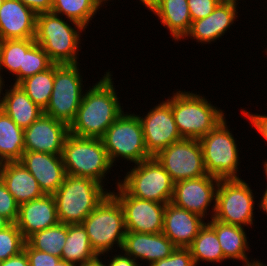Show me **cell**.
Returning a JSON list of instances; mask_svg holds the SVG:
<instances>
[{
	"mask_svg": "<svg viewBox=\"0 0 267 266\" xmlns=\"http://www.w3.org/2000/svg\"><path fill=\"white\" fill-rule=\"evenodd\" d=\"M110 72L107 71L92 88L89 86V90H85L76 117L69 125V133L79 137L101 139L124 112Z\"/></svg>",
	"mask_w": 267,
	"mask_h": 266,
	"instance_id": "obj_1",
	"label": "cell"
},
{
	"mask_svg": "<svg viewBox=\"0 0 267 266\" xmlns=\"http://www.w3.org/2000/svg\"><path fill=\"white\" fill-rule=\"evenodd\" d=\"M65 20L52 12L37 14L35 42L54 64H79L81 33L86 28L72 20L68 24Z\"/></svg>",
	"mask_w": 267,
	"mask_h": 266,
	"instance_id": "obj_2",
	"label": "cell"
},
{
	"mask_svg": "<svg viewBox=\"0 0 267 266\" xmlns=\"http://www.w3.org/2000/svg\"><path fill=\"white\" fill-rule=\"evenodd\" d=\"M94 179L66 174L62 185L53 194L59 222L81 224L110 193Z\"/></svg>",
	"mask_w": 267,
	"mask_h": 266,
	"instance_id": "obj_3",
	"label": "cell"
},
{
	"mask_svg": "<svg viewBox=\"0 0 267 266\" xmlns=\"http://www.w3.org/2000/svg\"><path fill=\"white\" fill-rule=\"evenodd\" d=\"M171 110L179 134L186 139H200L226 118L222 109L190 91L173 92Z\"/></svg>",
	"mask_w": 267,
	"mask_h": 266,
	"instance_id": "obj_4",
	"label": "cell"
},
{
	"mask_svg": "<svg viewBox=\"0 0 267 266\" xmlns=\"http://www.w3.org/2000/svg\"><path fill=\"white\" fill-rule=\"evenodd\" d=\"M97 255L112 252L113 246H123L126 235L125 219L119 201L109 193L81 223Z\"/></svg>",
	"mask_w": 267,
	"mask_h": 266,
	"instance_id": "obj_5",
	"label": "cell"
},
{
	"mask_svg": "<svg viewBox=\"0 0 267 266\" xmlns=\"http://www.w3.org/2000/svg\"><path fill=\"white\" fill-rule=\"evenodd\" d=\"M61 156L66 174L88 177L101 184L105 183L103 181L107 179V173L114 167L99 138L79 137L69 133Z\"/></svg>",
	"mask_w": 267,
	"mask_h": 266,
	"instance_id": "obj_6",
	"label": "cell"
},
{
	"mask_svg": "<svg viewBox=\"0 0 267 266\" xmlns=\"http://www.w3.org/2000/svg\"><path fill=\"white\" fill-rule=\"evenodd\" d=\"M101 139L113 166L120 158L137 164L152 157L146 149L141 121L134 113L123 112Z\"/></svg>",
	"mask_w": 267,
	"mask_h": 266,
	"instance_id": "obj_7",
	"label": "cell"
},
{
	"mask_svg": "<svg viewBox=\"0 0 267 266\" xmlns=\"http://www.w3.org/2000/svg\"><path fill=\"white\" fill-rule=\"evenodd\" d=\"M224 118L207 135L199 139L208 175L219 179H240L239 148Z\"/></svg>",
	"mask_w": 267,
	"mask_h": 266,
	"instance_id": "obj_8",
	"label": "cell"
},
{
	"mask_svg": "<svg viewBox=\"0 0 267 266\" xmlns=\"http://www.w3.org/2000/svg\"><path fill=\"white\" fill-rule=\"evenodd\" d=\"M122 180L119 184L133 197L163 204L172 200L175 182L155 157L134 164Z\"/></svg>",
	"mask_w": 267,
	"mask_h": 266,
	"instance_id": "obj_9",
	"label": "cell"
},
{
	"mask_svg": "<svg viewBox=\"0 0 267 266\" xmlns=\"http://www.w3.org/2000/svg\"><path fill=\"white\" fill-rule=\"evenodd\" d=\"M79 66V64H54L53 91L44 110V114L68 125L76 117L85 93Z\"/></svg>",
	"mask_w": 267,
	"mask_h": 266,
	"instance_id": "obj_10",
	"label": "cell"
},
{
	"mask_svg": "<svg viewBox=\"0 0 267 266\" xmlns=\"http://www.w3.org/2000/svg\"><path fill=\"white\" fill-rule=\"evenodd\" d=\"M254 193L248 183L240 179H220L216 193L214 219L226 224L252 226Z\"/></svg>",
	"mask_w": 267,
	"mask_h": 266,
	"instance_id": "obj_11",
	"label": "cell"
},
{
	"mask_svg": "<svg viewBox=\"0 0 267 266\" xmlns=\"http://www.w3.org/2000/svg\"><path fill=\"white\" fill-rule=\"evenodd\" d=\"M155 158L174 182L208 175L199 139H186L170 144Z\"/></svg>",
	"mask_w": 267,
	"mask_h": 266,
	"instance_id": "obj_12",
	"label": "cell"
},
{
	"mask_svg": "<svg viewBox=\"0 0 267 266\" xmlns=\"http://www.w3.org/2000/svg\"><path fill=\"white\" fill-rule=\"evenodd\" d=\"M117 192L110 193L119 201L124 212L126 231L136 233H161L166 204L131 196L118 182Z\"/></svg>",
	"mask_w": 267,
	"mask_h": 266,
	"instance_id": "obj_13",
	"label": "cell"
},
{
	"mask_svg": "<svg viewBox=\"0 0 267 266\" xmlns=\"http://www.w3.org/2000/svg\"><path fill=\"white\" fill-rule=\"evenodd\" d=\"M219 181V178L211 175L177 181L174 184L171 203L196 213L204 219H207V215L211 214L210 219H212L216 209V193ZM211 205L213 211L209 214V206Z\"/></svg>",
	"mask_w": 267,
	"mask_h": 266,
	"instance_id": "obj_14",
	"label": "cell"
},
{
	"mask_svg": "<svg viewBox=\"0 0 267 266\" xmlns=\"http://www.w3.org/2000/svg\"><path fill=\"white\" fill-rule=\"evenodd\" d=\"M147 152L155 157L161 150L183 138L178 132L172 110L171 97L154 106L146 116L138 115Z\"/></svg>",
	"mask_w": 267,
	"mask_h": 266,
	"instance_id": "obj_15",
	"label": "cell"
},
{
	"mask_svg": "<svg viewBox=\"0 0 267 266\" xmlns=\"http://www.w3.org/2000/svg\"><path fill=\"white\" fill-rule=\"evenodd\" d=\"M68 135V124L43 113L24 129V151L61 155Z\"/></svg>",
	"mask_w": 267,
	"mask_h": 266,
	"instance_id": "obj_16",
	"label": "cell"
},
{
	"mask_svg": "<svg viewBox=\"0 0 267 266\" xmlns=\"http://www.w3.org/2000/svg\"><path fill=\"white\" fill-rule=\"evenodd\" d=\"M19 161L35 177L45 195H53L66 176L61 155L24 151Z\"/></svg>",
	"mask_w": 267,
	"mask_h": 266,
	"instance_id": "obj_17",
	"label": "cell"
},
{
	"mask_svg": "<svg viewBox=\"0 0 267 266\" xmlns=\"http://www.w3.org/2000/svg\"><path fill=\"white\" fill-rule=\"evenodd\" d=\"M205 223L202 216L169 202L164 211L162 233L176 247H189Z\"/></svg>",
	"mask_w": 267,
	"mask_h": 266,
	"instance_id": "obj_18",
	"label": "cell"
},
{
	"mask_svg": "<svg viewBox=\"0 0 267 266\" xmlns=\"http://www.w3.org/2000/svg\"><path fill=\"white\" fill-rule=\"evenodd\" d=\"M58 223L56 201L53 195L44 194L38 199L19 205L16 225L25 240L34 233Z\"/></svg>",
	"mask_w": 267,
	"mask_h": 266,
	"instance_id": "obj_19",
	"label": "cell"
},
{
	"mask_svg": "<svg viewBox=\"0 0 267 266\" xmlns=\"http://www.w3.org/2000/svg\"><path fill=\"white\" fill-rule=\"evenodd\" d=\"M37 14L19 0H4L0 7V41L36 35Z\"/></svg>",
	"mask_w": 267,
	"mask_h": 266,
	"instance_id": "obj_20",
	"label": "cell"
},
{
	"mask_svg": "<svg viewBox=\"0 0 267 266\" xmlns=\"http://www.w3.org/2000/svg\"><path fill=\"white\" fill-rule=\"evenodd\" d=\"M176 246L161 233H136L127 231L122 251L135 261H148L149 266L171 255Z\"/></svg>",
	"mask_w": 267,
	"mask_h": 266,
	"instance_id": "obj_21",
	"label": "cell"
},
{
	"mask_svg": "<svg viewBox=\"0 0 267 266\" xmlns=\"http://www.w3.org/2000/svg\"><path fill=\"white\" fill-rule=\"evenodd\" d=\"M238 8L232 5L218 4L207 17L192 21L189 31L182 38L196 39L199 44H211L223 35L236 21Z\"/></svg>",
	"mask_w": 267,
	"mask_h": 266,
	"instance_id": "obj_22",
	"label": "cell"
},
{
	"mask_svg": "<svg viewBox=\"0 0 267 266\" xmlns=\"http://www.w3.org/2000/svg\"><path fill=\"white\" fill-rule=\"evenodd\" d=\"M0 178L19 205L44 195L35 177L20 161L0 163Z\"/></svg>",
	"mask_w": 267,
	"mask_h": 266,
	"instance_id": "obj_23",
	"label": "cell"
},
{
	"mask_svg": "<svg viewBox=\"0 0 267 266\" xmlns=\"http://www.w3.org/2000/svg\"><path fill=\"white\" fill-rule=\"evenodd\" d=\"M146 8L167 27L174 41L181 40L189 31L192 20L187 0H151Z\"/></svg>",
	"mask_w": 267,
	"mask_h": 266,
	"instance_id": "obj_24",
	"label": "cell"
},
{
	"mask_svg": "<svg viewBox=\"0 0 267 266\" xmlns=\"http://www.w3.org/2000/svg\"><path fill=\"white\" fill-rule=\"evenodd\" d=\"M11 86L10 89H5L4 94L5 84H3L0 109L24 130L37 120L44 110L37 106L19 85L11 84Z\"/></svg>",
	"mask_w": 267,
	"mask_h": 266,
	"instance_id": "obj_25",
	"label": "cell"
},
{
	"mask_svg": "<svg viewBox=\"0 0 267 266\" xmlns=\"http://www.w3.org/2000/svg\"><path fill=\"white\" fill-rule=\"evenodd\" d=\"M209 221L207 223L217 234L224 259L240 260L243 263L249 262L250 258H248L247 254L251 249L245 229L242 226L226 224L214 218Z\"/></svg>",
	"mask_w": 267,
	"mask_h": 266,
	"instance_id": "obj_26",
	"label": "cell"
},
{
	"mask_svg": "<svg viewBox=\"0 0 267 266\" xmlns=\"http://www.w3.org/2000/svg\"><path fill=\"white\" fill-rule=\"evenodd\" d=\"M24 130L0 109V163L19 161L24 153Z\"/></svg>",
	"mask_w": 267,
	"mask_h": 266,
	"instance_id": "obj_27",
	"label": "cell"
},
{
	"mask_svg": "<svg viewBox=\"0 0 267 266\" xmlns=\"http://www.w3.org/2000/svg\"><path fill=\"white\" fill-rule=\"evenodd\" d=\"M96 256L83 225L68 224L67 238L62 249L61 259L80 265Z\"/></svg>",
	"mask_w": 267,
	"mask_h": 266,
	"instance_id": "obj_28",
	"label": "cell"
},
{
	"mask_svg": "<svg viewBox=\"0 0 267 266\" xmlns=\"http://www.w3.org/2000/svg\"><path fill=\"white\" fill-rule=\"evenodd\" d=\"M35 38L29 39H5L0 41V78L3 69L15 75V82L20 83V68H23L24 54L35 44Z\"/></svg>",
	"mask_w": 267,
	"mask_h": 266,
	"instance_id": "obj_29",
	"label": "cell"
},
{
	"mask_svg": "<svg viewBox=\"0 0 267 266\" xmlns=\"http://www.w3.org/2000/svg\"><path fill=\"white\" fill-rule=\"evenodd\" d=\"M189 249L195 266L200 265V261L220 263L225 260L217 234L207 222L200 229Z\"/></svg>",
	"mask_w": 267,
	"mask_h": 266,
	"instance_id": "obj_30",
	"label": "cell"
},
{
	"mask_svg": "<svg viewBox=\"0 0 267 266\" xmlns=\"http://www.w3.org/2000/svg\"><path fill=\"white\" fill-rule=\"evenodd\" d=\"M99 9L94 0H53L51 12L87 28Z\"/></svg>",
	"mask_w": 267,
	"mask_h": 266,
	"instance_id": "obj_31",
	"label": "cell"
},
{
	"mask_svg": "<svg viewBox=\"0 0 267 266\" xmlns=\"http://www.w3.org/2000/svg\"><path fill=\"white\" fill-rule=\"evenodd\" d=\"M54 84V64L47 70L23 79L18 85L42 110L49 104Z\"/></svg>",
	"mask_w": 267,
	"mask_h": 266,
	"instance_id": "obj_32",
	"label": "cell"
},
{
	"mask_svg": "<svg viewBox=\"0 0 267 266\" xmlns=\"http://www.w3.org/2000/svg\"><path fill=\"white\" fill-rule=\"evenodd\" d=\"M67 238V224H58L38 231L26 242L33 248L60 257Z\"/></svg>",
	"mask_w": 267,
	"mask_h": 266,
	"instance_id": "obj_33",
	"label": "cell"
},
{
	"mask_svg": "<svg viewBox=\"0 0 267 266\" xmlns=\"http://www.w3.org/2000/svg\"><path fill=\"white\" fill-rule=\"evenodd\" d=\"M54 63L43 48L35 43L25 54L23 68H20V82L36 73L43 72Z\"/></svg>",
	"mask_w": 267,
	"mask_h": 266,
	"instance_id": "obj_34",
	"label": "cell"
},
{
	"mask_svg": "<svg viewBox=\"0 0 267 266\" xmlns=\"http://www.w3.org/2000/svg\"><path fill=\"white\" fill-rule=\"evenodd\" d=\"M26 240L22 236L16 223H11L0 231V262L9 257L16 256L21 251Z\"/></svg>",
	"mask_w": 267,
	"mask_h": 266,
	"instance_id": "obj_35",
	"label": "cell"
},
{
	"mask_svg": "<svg viewBox=\"0 0 267 266\" xmlns=\"http://www.w3.org/2000/svg\"><path fill=\"white\" fill-rule=\"evenodd\" d=\"M18 214L19 204L0 178V215L7 218L11 223H16Z\"/></svg>",
	"mask_w": 267,
	"mask_h": 266,
	"instance_id": "obj_36",
	"label": "cell"
},
{
	"mask_svg": "<svg viewBox=\"0 0 267 266\" xmlns=\"http://www.w3.org/2000/svg\"><path fill=\"white\" fill-rule=\"evenodd\" d=\"M150 266H195L189 247H176L167 258L153 262Z\"/></svg>",
	"mask_w": 267,
	"mask_h": 266,
	"instance_id": "obj_37",
	"label": "cell"
},
{
	"mask_svg": "<svg viewBox=\"0 0 267 266\" xmlns=\"http://www.w3.org/2000/svg\"><path fill=\"white\" fill-rule=\"evenodd\" d=\"M23 250L25 251L30 266H54L61 258L52 254L33 249L25 242Z\"/></svg>",
	"mask_w": 267,
	"mask_h": 266,
	"instance_id": "obj_38",
	"label": "cell"
},
{
	"mask_svg": "<svg viewBox=\"0 0 267 266\" xmlns=\"http://www.w3.org/2000/svg\"><path fill=\"white\" fill-rule=\"evenodd\" d=\"M190 17L192 21H196L207 17L211 14L219 4L217 0H187Z\"/></svg>",
	"mask_w": 267,
	"mask_h": 266,
	"instance_id": "obj_39",
	"label": "cell"
},
{
	"mask_svg": "<svg viewBox=\"0 0 267 266\" xmlns=\"http://www.w3.org/2000/svg\"><path fill=\"white\" fill-rule=\"evenodd\" d=\"M241 112L247 116L248 120H250L251 126L254 127L262 138L267 142V115H261L257 113H250L244 109Z\"/></svg>",
	"mask_w": 267,
	"mask_h": 266,
	"instance_id": "obj_40",
	"label": "cell"
},
{
	"mask_svg": "<svg viewBox=\"0 0 267 266\" xmlns=\"http://www.w3.org/2000/svg\"><path fill=\"white\" fill-rule=\"evenodd\" d=\"M36 14L51 12L53 0H19Z\"/></svg>",
	"mask_w": 267,
	"mask_h": 266,
	"instance_id": "obj_41",
	"label": "cell"
},
{
	"mask_svg": "<svg viewBox=\"0 0 267 266\" xmlns=\"http://www.w3.org/2000/svg\"><path fill=\"white\" fill-rule=\"evenodd\" d=\"M105 266H141L137 261L126 255L123 251L119 255L115 254Z\"/></svg>",
	"mask_w": 267,
	"mask_h": 266,
	"instance_id": "obj_42",
	"label": "cell"
},
{
	"mask_svg": "<svg viewBox=\"0 0 267 266\" xmlns=\"http://www.w3.org/2000/svg\"><path fill=\"white\" fill-rule=\"evenodd\" d=\"M0 266H30V265L28 257L25 251L23 250L16 256H12L4 261H1Z\"/></svg>",
	"mask_w": 267,
	"mask_h": 266,
	"instance_id": "obj_43",
	"label": "cell"
},
{
	"mask_svg": "<svg viewBox=\"0 0 267 266\" xmlns=\"http://www.w3.org/2000/svg\"><path fill=\"white\" fill-rule=\"evenodd\" d=\"M263 169L265 171L264 174H265V177L267 179V165H264ZM258 204H259V206H258L259 209L263 210L262 212H264V213L266 212L265 214H267V186H266L265 191L262 195L261 201Z\"/></svg>",
	"mask_w": 267,
	"mask_h": 266,
	"instance_id": "obj_44",
	"label": "cell"
},
{
	"mask_svg": "<svg viewBox=\"0 0 267 266\" xmlns=\"http://www.w3.org/2000/svg\"><path fill=\"white\" fill-rule=\"evenodd\" d=\"M101 258V255H97L95 258L89 260V261H86L84 262L83 264H80L78 266H105L106 263L104 264L102 262V258Z\"/></svg>",
	"mask_w": 267,
	"mask_h": 266,
	"instance_id": "obj_45",
	"label": "cell"
},
{
	"mask_svg": "<svg viewBox=\"0 0 267 266\" xmlns=\"http://www.w3.org/2000/svg\"><path fill=\"white\" fill-rule=\"evenodd\" d=\"M242 266H267V265L265 263L263 264V262H261V260L259 259L258 260L253 259L249 262L243 263Z\"/></svg>",
	"mask_w": 267,
	"mask_h": 266,
	"instance_id": "obj_46",
	"label": "cell"
},
{
	"mask_svg": "<svg viewBox=\"0 0 267 266\" xmlns=\"http://www.w3.org/2000/svg\"><path fill=\"white\" fill-rule=\"evenodd\" d=\"M10 224H11V222L7 218H5L4 216L0 215V231L5 229Z\"/></svg>",
	"mask_w": 267,
	"mask_h": 266,
	"instance_id": "obj_47",
	"label": "cell"
},
{
	"mask_svg": "<svg viewBox=\"0 0 267 266\" xmlns=\"http://www.w3.org/2000/svg\"><path fill=\"white\" fill-rule=\"evenodd\" d=\"M219 4H224V5H232L235 7H238V1L239 0H217Z\"/></svg>",
	"mask_w": 267,
	"mask_h": 266,
	"instance_id": "obj_48",
	"label": "cell"
},
{
	"mask_svg": "<svg viewBox=\"0 0 267 266\" xmlns=\"http://www.w3.org/2000/svg\"><path fill=\"white\" fill-rule=\"evenodd\" d=\"M54 266H78L77 264L60 259Z\"/></svg>",
	"mask_w": 267,
	"mask_h": 266,
	"instance_id": "obj_49",
	"label": "cell"
},
{
	"mask_svg": "<svg viewBox=\"0 0 267 266\" xmlns=\"http://www.w3.org/2000/svg\"><path fill=\"white\" fill-rule=\"evenodd\" d=\"M94 1L97 3V5L99 7H102V6H104L102 4H104L105 2L110 1V0H94Z\"/></svg>",
	"mask_w": 267,
	"mask_h": 266,
	"instance_id": "obj_50",
	"label": "cell"
},
{
	"mask_svg": "<svg viewBox=\"0 0 267 266\" xmlns=\"http://www.w3.org/2000/svg\"><path fill=\"white\" fill-rule=\"evenodd\" d=\"M5 82H3L2 80H1V78H0V98H1V91H2V87H3V84H4Z\"/></svg>",
	"mask_w": 267,
	"mask_h": 266,
	"instance_id": "obj_51",
	"label": "cell"
},
{
	"mask_svg": "<svg viewBox=\"0 0 267 266\" xmlns=\"http://www.w3.org/2000/svg\"><path fill=\"white\" fill-rule=\"evenodd\" d=\"M150 2H151V0H143V5L147 6Z\"/></svg>",
	"mask_w": 267,
	"mask_h": 266,
	"instance_id": "obj_52",
	"label": "cell"
},
{
	"mask_svg": "<svg viewBox=\"0 0 267 266\" xmlns=\"http://www.w3.org/2000/svg\"><path fill=\"white\" fill-rule=\"evenodd\" d=\"M4 0H0V7L2 6Z\"/></svg>",
	"mask_w": 267,
	"mask_h": 266,
	"instance_id": "obj_53",
	"label": "cell"
},
{
	"mask_svg": "<svg viewBox=\"0 0 267 266\" xmlns=\"http://www.w3.org/2000/svg\"><path fill=\"white\" fill-rule=\"evenodd\" d=\"M263 163H264L263 165H267V159H266V161H264Z\"/></svg>",
	"mask_w": 267,
	"mask_h": 266,
	"instance_id": "obj_54",
	"label": "cell"
}]
</instances>
